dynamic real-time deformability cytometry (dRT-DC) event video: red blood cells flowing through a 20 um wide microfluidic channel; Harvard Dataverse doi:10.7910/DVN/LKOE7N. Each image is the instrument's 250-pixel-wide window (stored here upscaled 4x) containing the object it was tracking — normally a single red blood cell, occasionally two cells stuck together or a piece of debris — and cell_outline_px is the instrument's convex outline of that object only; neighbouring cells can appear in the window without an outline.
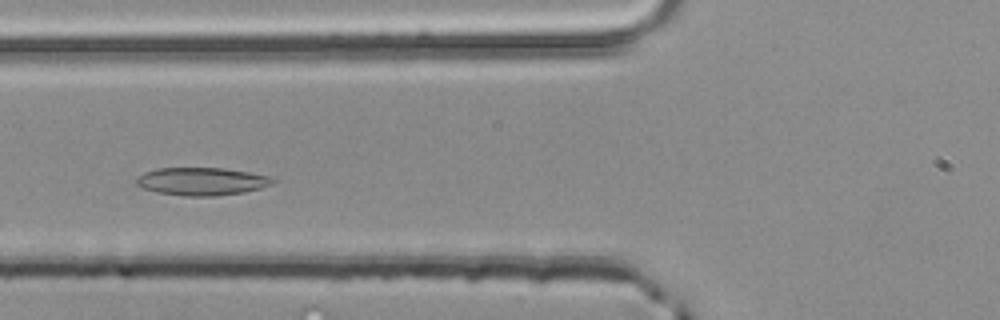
{"species": "common noctule bat (a hibernating species)", "species_latin": "Nyctalus noctula", "temperature_condition": "room temperature", "stored_images_in_passage": 47, "camera_frame_rate_fps": 3000, "um_per_image_px": 0.085, "animal": {"sex": "male", "body_mass_g": 20.4}, "frame": {"image": 1, "passage_image": 15, "time_ms": 4.667, "image_size_px": [1000, 320], "cell_outline_px": [[276, 180], [272, 184], [260, 188], [244, 192], [216, 196], [184, 196], [156, 192], [144, 188], [136, 184], [136, 180], [144, 172], [156, 168], [224, 168], [272, 176]], "centroid_in_image_um": [17.17, 15.42], "position_along_channel_um": 108.6, "area_um2": 22.14}}
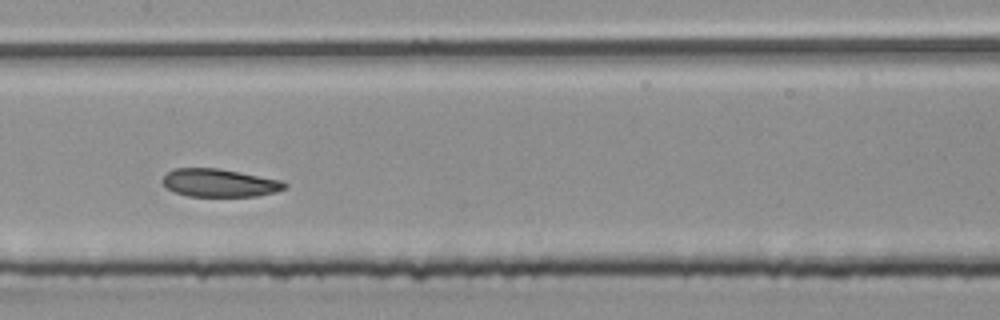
{"frame": {"image": 2, "passage_image": 21, "time_ms": 6.667, "image_size_px": [1000, 320], "cell_outline_px": [[288, 188], [276, 192], [256, 196], [188, 196], [172, 192], [160, 180], [172, 168], [220, 168], [280, 180], [288, 184]], "centroid_in_image_um": [18.65, 15.54], "position_along_channel_um": 188.8, "area_um2": 20.06}}
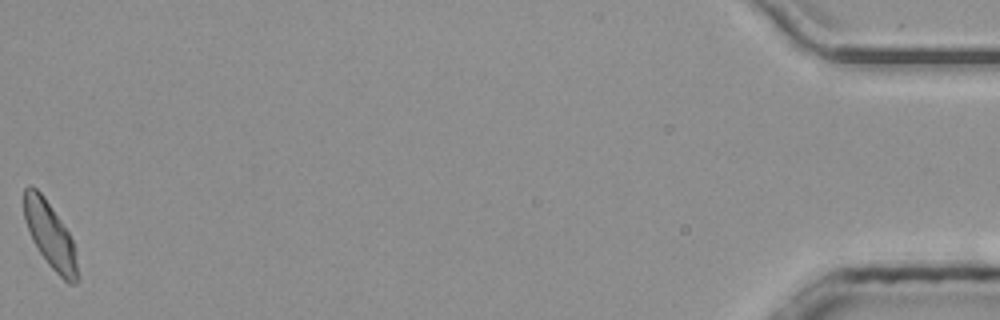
{"frame": {"image": 3, "passage_image": 47, "time_ms": 15.333, "image_size_px": [1000, 320], "cell_outline_px": [[80, 280], [76, 284], [68, 284], [48, 264], [32, 240], [24, 220], [24, 188], [28, 184], [32, 184], [44, 196], [68, 232], [72, 240], [80, 276]], "centroid_in_image_um": [4.26, 20.01], "position_along_channel_um": 430.9, "area_um2": 20.58}, "authors_computed_cell_mechanics": {"area_um2": 20.8658, "velocity_mm_per_s": 3.9955, "shape_relaxation_time_tau1_ms": 7.5034, "shape_relaxation_time_tau2_ms": 4.0898, "deformation_change_tau1": 0.1486, "deformation_change_tau2": 0.0698}}